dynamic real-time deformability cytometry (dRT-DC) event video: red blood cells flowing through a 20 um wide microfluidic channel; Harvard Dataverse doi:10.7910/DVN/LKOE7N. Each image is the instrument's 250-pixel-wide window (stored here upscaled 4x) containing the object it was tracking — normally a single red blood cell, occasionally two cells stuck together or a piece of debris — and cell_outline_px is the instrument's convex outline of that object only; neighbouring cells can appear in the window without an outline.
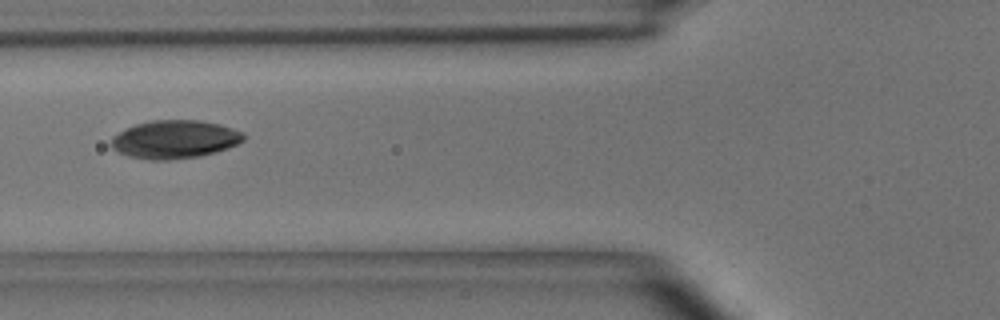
{"species": "common noctule bat (a hibernating species)", "species_latin": "Nyctalus noctula", "temperature_condition": "room temperature", "stored_images_in_passage": 6, "camera_frame_rate_fps": 3000, "um_per_image_px": 0.085, "animal": {"sex": "male", "body_mass_g": 15.6}, "frame": {"image": 1, "passage_image": 6, "time_ms": 6.0, "image_size_px": [1000, 320], "cell_outline_px": [[248, 136], [244, 140], [228, 148], [216, 152], [200, 156], [172, 160], [148, 160], [128, 156], [112, 148], [108, 144], [112, 136], [124, 128], [136, 124], [152, 120], [200, 120], [220, 124], [244, 132]], "centroid_in_image_um": [14.84, 11.84], "position_along_channel_um": 111.0, "area_um2": 29.94}}